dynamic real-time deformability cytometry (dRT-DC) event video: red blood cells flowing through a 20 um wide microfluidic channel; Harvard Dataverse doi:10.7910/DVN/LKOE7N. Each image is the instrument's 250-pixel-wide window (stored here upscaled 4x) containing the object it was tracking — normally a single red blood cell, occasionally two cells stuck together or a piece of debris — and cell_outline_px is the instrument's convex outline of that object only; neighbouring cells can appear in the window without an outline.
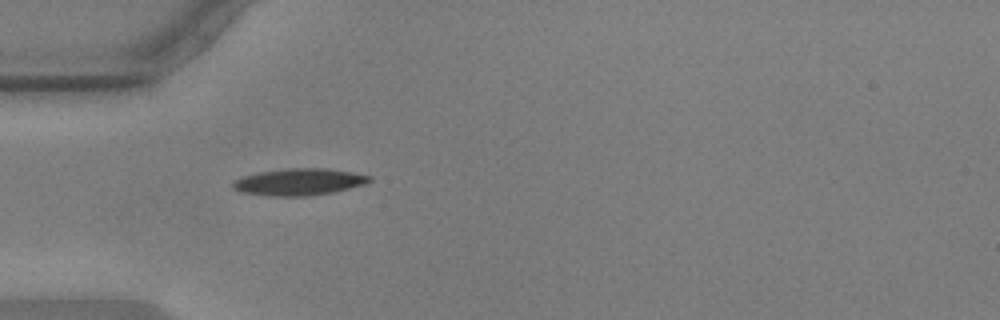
{"species": "common noctule bat (a hibernating species)", "species_latin": "Nyctalus noctula", "temperature_condition": "warm", "stored_images_in_passage": 40, "camera_frame_rate_fps": 3000, "um_per_image_px": 0.085, "animal": {"sex": "male", "body_mass_g": 17.9, "forearm_length_mm": 54.2}, "frame": {"image": 1, "passage_image": 1, "time_ms": 0.0, "image_size_px": [1000, 320], "cell_outline_px": [[372, 180], [364, 184], [332, 192], [312, 196], [268, 196], [240, 192], [232, 188], [232, 184], [236, 180], [244, 176], [260, 172], [288, 168], [328, 168], [352, 172], [372, 176]], "centroid_in_image_um": [25.43, 15.46], "position_along_channel_um": 59.6, "area_um2": 21.33}}
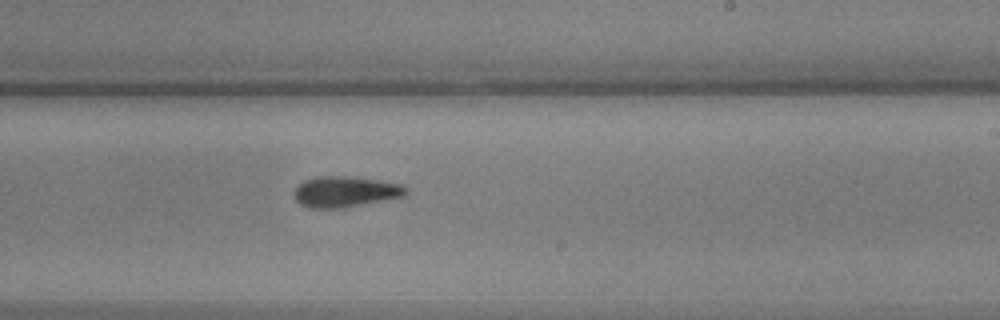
{"frame": {"image": 2, "passage_image": 18, "time_ms": 5.667, "image_size_px": [1000, 320], "cell_outline_px": [[408, 192], [404, 196], [344, 208], [308, 208], [300, 204], [296, 200], [296, 188], [304, 180], [316, 176], [348, 176], [380, 180], [400, 184], [408, 188]], "centroid_in_image_um": [29.37, 16.29], "position_along_channel_um": 259.6, "area_um2": 20.06}}
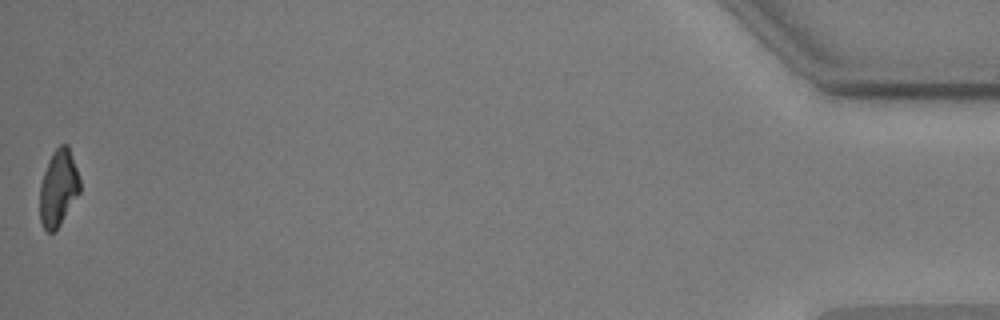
{"frame": {"image": 3, "passage_image": 40, "time_ms": 13.0, "image_size_px": [1000, 320], "cell_outline_px": [[80, 192], [60, 224], [52, 232], [48, 232], [44, 228], [40, 220], [40, 184], [48, 160], [52, 152], [60, 144], [68, 144], [80, 180]], "centroid_in_image_um": [4.96, 15.95], "position_along_channel_um": 430.2, "area_um2": 17.69}, "authors_computed_cell_mechanics": {"area_um2": 19.6231, "velocity_mm_per_s": 3.5796, "shape_relaxation_time_tau1_ms": 3.9995, "shape_relaxation_time_tau2_ms": 4.0853, "deformation_change_tau1": 0.1557, "deformation_change_tau2": 0.125}}